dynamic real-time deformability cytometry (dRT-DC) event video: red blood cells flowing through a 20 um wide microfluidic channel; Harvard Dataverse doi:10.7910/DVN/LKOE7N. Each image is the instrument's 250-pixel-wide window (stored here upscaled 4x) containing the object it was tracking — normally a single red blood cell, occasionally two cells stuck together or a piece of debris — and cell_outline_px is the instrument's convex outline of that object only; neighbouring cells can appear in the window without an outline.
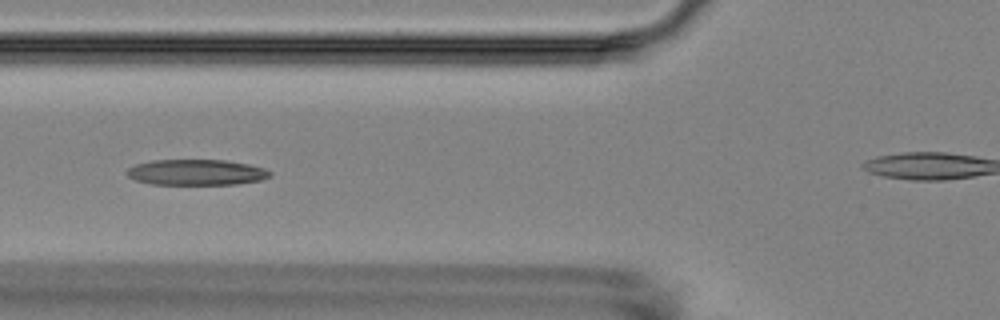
{"species": "Egyptian fruit bat (a non-hibernating species)", "species_latin": "Rousettus aegyptiacus", "temperature_condition": "room temperature", "stored_images_in_passage": 12, "camera_frame_rate_fps": 3000, "um_per_image_px": 0.085, "animal": {"sex": "female"}, "frame": {"image": 1, "passage_image": 4, "time_ms": 4.333, "image_size_px": [1000, 320], "cell_outline_px": [[272, 176], [260, 180], [236, 184], [152, 184], [136, 180], [128, 176], [124, 172], [128, 168], [136, 164], [152, 160], [224, 160], [248, 164], [264, 168], [272, 172]], "centroid_in_image_um": [16.69, 14.64], "position_along_channel_um": 109.1, "area_um2": 21.44}}
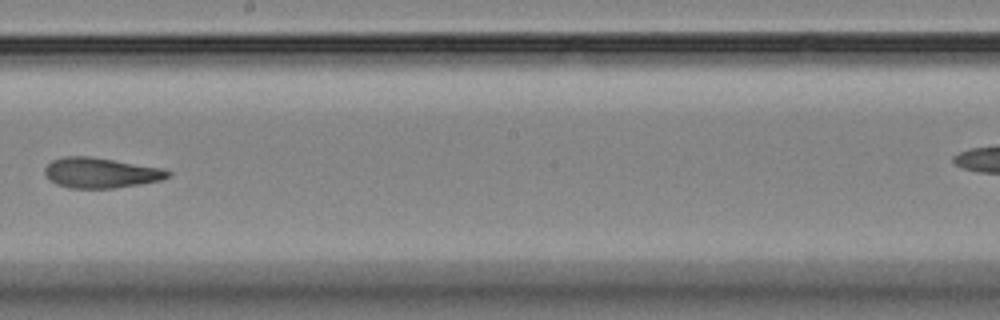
{"frame": {"image": 2, "passage_image": 7, "time_ms": 8.0, "image_size_px": [1000, 320], "cell_outline_px": [[172, 172], [168, 176], [160, 180], [140, 184], [116, 188], [68, 188], [56, 184], [48, 180], [44, 172], [44, 168], [52, 160], [64, 156], [92, 156], [164, 168]], "centroid_in_image_um": [8.54, 14.68], "position_along_channel_um": 239.7, "area_um2": 21.96}}
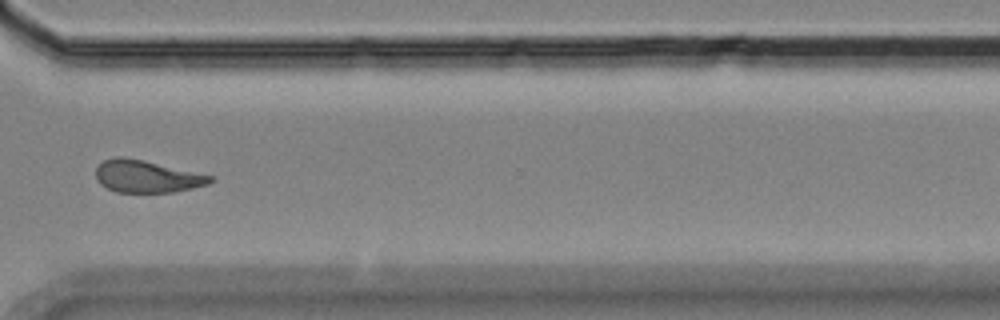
{"frame": {"image": 3, "passage_image": 10, "time_ms": 11.333, "image_size_px": [1000, 320], "cell_outline_px": [[216, 180], [208, 184], [192, 188], [172, 192], [116, 192], [100, 184], [96, 180], [96, 168], [104, 160], [116, 156], [120, 156], [144, 160], [216, 176]], "centroid_in_image_um": [12.51, 14.99], "position_along_channel_um": 358.1, "area_um2": 21.68}}